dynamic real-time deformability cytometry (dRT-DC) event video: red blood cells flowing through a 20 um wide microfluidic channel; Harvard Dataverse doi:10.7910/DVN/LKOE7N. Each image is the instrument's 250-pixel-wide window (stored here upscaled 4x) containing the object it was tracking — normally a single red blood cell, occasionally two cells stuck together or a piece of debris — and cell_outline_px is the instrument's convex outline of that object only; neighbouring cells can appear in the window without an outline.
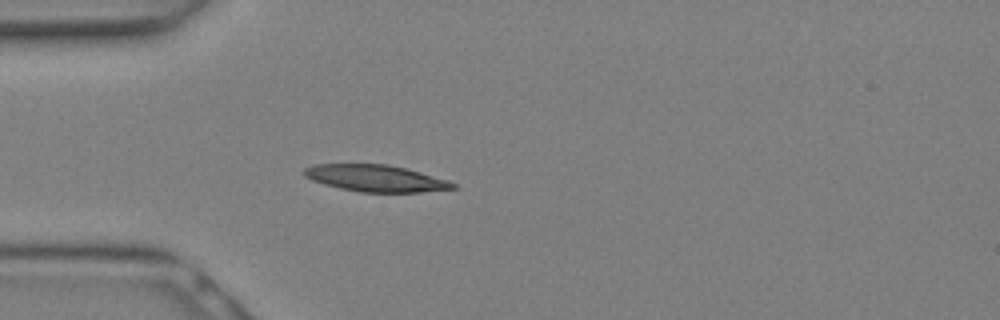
{"species": "Egyptian fruit bat (a non-hibernating species)", "species_latin": "Rousettus aegyptiacus", "temperature_condition": "warm", "stored_images_in_passage": 11, "camera_frame_rate_fps": 3000, "um_per_image_px": 0.085, "animal": {"sex": "female"}, "frame": {"image": 1, "passage_image": 7, "time_ms": 2.0, "image_size_px": [1000, 320], "cell_outline_px": [[456, 188], [420, 192], [360, 192], [340, 188], [324, 184], [312, 180], [304, 176], [304, 168], [316, 164], [388, 164], [408, 168], [448, 180], [456, 184]], "centroid_in_image_um": [31.95, 15.15], "position_along_channel_um": 53.1, "area_um2": 23.18}}
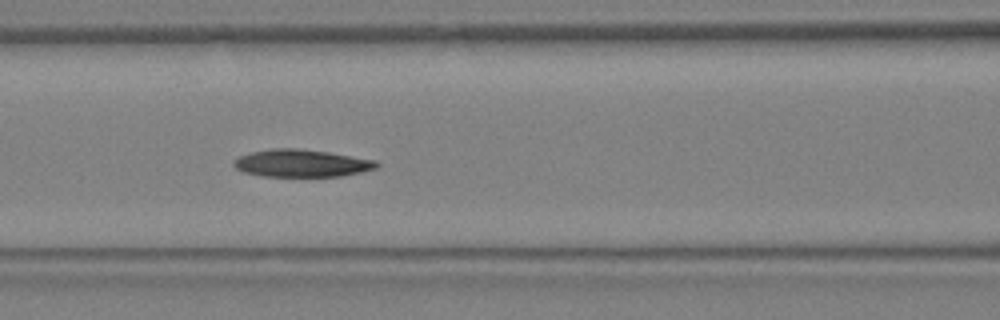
{"frame": {"image": 2, "passage_image": 11, "time_ms": 3.333, "image_size_px": [1000, 320], "cell_outline_px": [[380, 164], [376, 168], [360, 172], [340, 176], [260, 176], [244, 172], [236, 168], [232, 164], [232, 160], [240, 156], [252, 152], [272, 148], [300, 148], [328, 152], [376, 160]], "centroid_in_image_um": [25.61, 13.87], "position_along_channel_um": 141.0, "area_um2": 22.83}}